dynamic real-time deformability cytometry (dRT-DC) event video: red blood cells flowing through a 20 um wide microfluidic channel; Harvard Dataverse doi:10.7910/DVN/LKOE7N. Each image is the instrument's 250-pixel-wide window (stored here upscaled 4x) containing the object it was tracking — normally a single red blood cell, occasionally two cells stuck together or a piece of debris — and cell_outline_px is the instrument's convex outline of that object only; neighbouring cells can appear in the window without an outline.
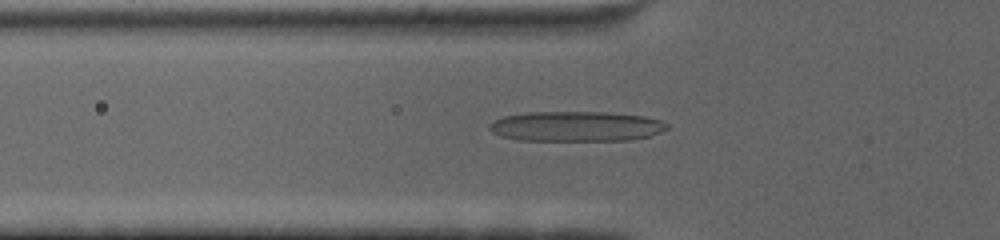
{"species": "human", "species_latin": "Homo sapiens", "temperature_condition": "cold", "stored_images_in_passage": 52, "camera_frame_rate_fps": 3000, "um_per_image_px": 0.085, "donor": {"sex": "female"}, "frame": {"image": 1, "passage_image": 9, "time_ms": 2.667, "image_size_px": [1000, 240], "cell_outline_px": [[668, 128], [660, 132], [648, 136], [628, 140], [516, 140], [500, 136], [492, 132], [488, 128], [488, 124], [504, 116], [528, 112], [608, 112], [644, 116], [660, 120], [668, 124]], "centroid_in_image_um": [48.95, 10.73], "position_along_channel_um": 76.9, "area_um2": 31.1}}
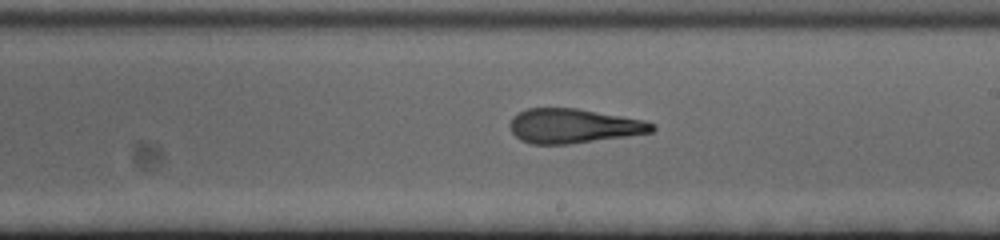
{"frame": {"image": 2, "passage_image": 25, "time_ms": 8.0, "image_size_px": [1000, 240], "cell_outline_px": [[656, 128], [652, 132], [628, 136], [568, 144], [532, 144], [520, 140], [512, 132], [508, 124], [512, 116], [528, 108], [576, 108], [644, 120], [656, 124]], "centroid_in_image_um": [48.74, 10.71], "position_along_channel_um": 240.3, "area_um2": 28.55}}
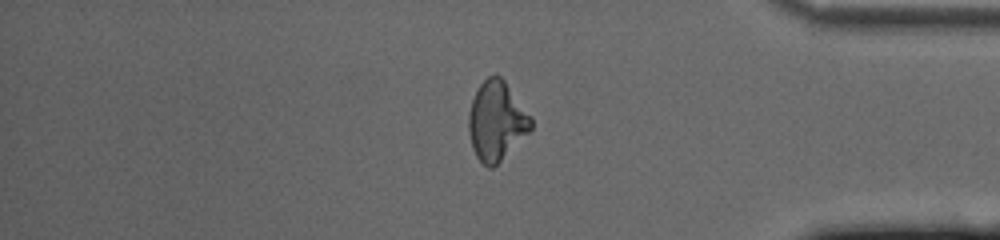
{"frame": {"image": 3, "passage_image": 42, "time_ms": 13.667, "image_size_px": [1000, 240], "cell_outline_px": [[532, 128], [492, 168], [488, 168], [476, 156], [472, 148], [468, 128], [468, 112], [472, 100], [480, 84], [488, 76], [496, 72], [504, 80], [532, 116]], "centroid_in_image_um": [42.19, 10.24], "position_along_channel_um": 393.0, "area_um2": 28.55}}